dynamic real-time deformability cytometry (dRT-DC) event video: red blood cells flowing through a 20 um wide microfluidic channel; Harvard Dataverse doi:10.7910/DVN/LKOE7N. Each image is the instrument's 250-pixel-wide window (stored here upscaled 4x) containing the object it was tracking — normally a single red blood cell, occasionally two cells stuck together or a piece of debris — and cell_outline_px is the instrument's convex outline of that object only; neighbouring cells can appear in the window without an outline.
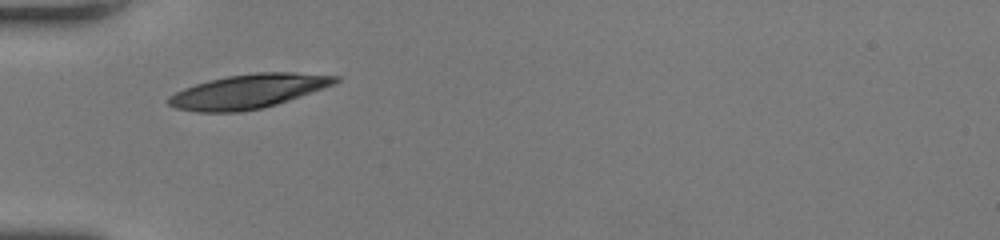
{"species": "human", "species_latin": "Homo sapiens", "temperature_condition": "room temperature", "stored_images_in_passage": 27, "camera_frame_rate_fps": 3000, "um_per_image_px": 0.085, "donor": {"sex": "female"}, "frame": {"image": 1, "passage_image": 1, "time_ms": 0.0, "image_size_px": [1000, 240], "cell_outline_px": [[340, 80], [336, 84], [276, 104], [260, 108], [240, 112], [196, 112], [176, 108], [168, 104], [168, 96], [184, 88], [208, 80], [228, 76], [256, 72], [292, 72], [340, 76]], "centroid_in_image_um": [21.11, 7.76], "position_along_channel_um": 63.9, "area_um2": 33.06}}
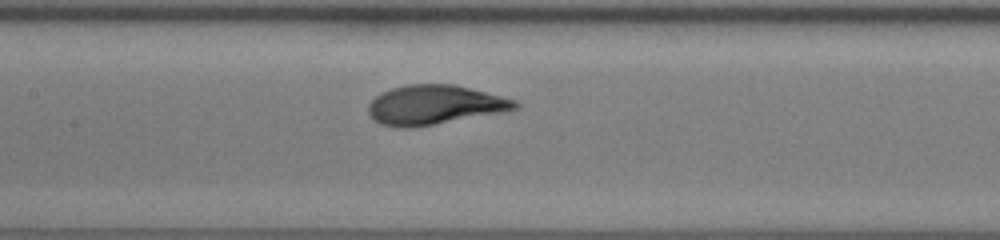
{"frame": {"image": 2, "passage_image": 9, "time_ms": 2.667, "image_size_px": [1000, 240], "cell_outline_px": [[520, 108], [504, 112], [408, 128], [400, 128], [380, 124], [368, 112], [368, 104], [380, 92], [392, 88], [408, 84], [452, 84], [516, 100], [520, 104]], "centroid_in_image_um": [36.93, 8.91], "position_along_channel_um": 170.5, "area_um2": 33.35}}
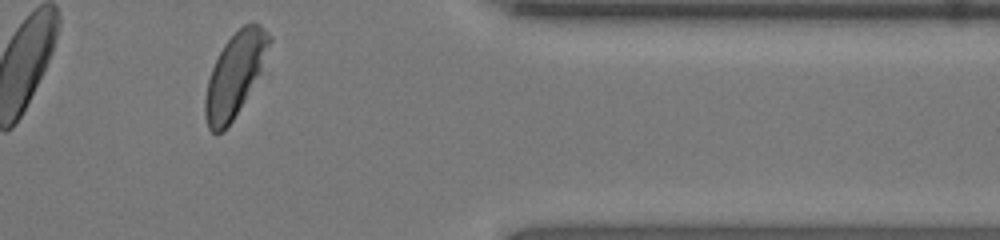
{"frame": {"image": 3, "passage_image": 26, "time_ms": 8.333, "image_size_px": [1000, 240], "cell_outline_px": [[272, 40], [260, 72], [244, 100], [232, 120], [224, 132], [216, 136], [208, 128], [204, 116], [204, 96], [208, 80], [212, 68], [224, 44], [244, 24], [260, 24], [272, 36]], "centroid_in_image_um": [19.94, 6.39], "position_along_channel_um": 391.5, "area_um2": 30.69}, "authors_computed_cell_mechanics": {"area_um2": 33.5818, "velocity_mm_per_s": 4.1773, "shape_relaxation_time_tau1_ms": 3.0573, "shape_relaxation_time_tau2_ms": null, "deformation_change_tau1": 0.1608, "deformation_change_tau2": null}}